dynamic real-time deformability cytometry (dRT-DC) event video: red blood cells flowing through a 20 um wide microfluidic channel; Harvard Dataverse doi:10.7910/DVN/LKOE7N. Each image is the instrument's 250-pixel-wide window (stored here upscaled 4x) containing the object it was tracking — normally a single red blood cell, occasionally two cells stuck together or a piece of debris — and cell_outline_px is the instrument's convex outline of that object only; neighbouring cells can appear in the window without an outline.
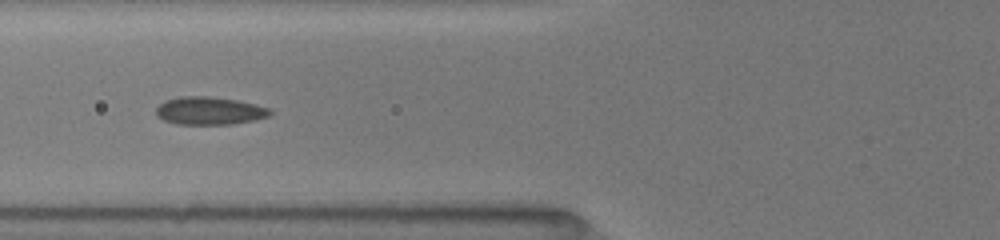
{"species": "common noctule bat (a hibernating species)", "species_latin": "Nyctalus noctula", "temperature_condition": "room temperature", "stored_images_in_passage": 13, "camera_frame_rate_fps": 3000, "um_per_image_px": 0.085, "animal": {"sex": "female", "body_mass_g": 19.5, "forearm_length_mm": 54.1}, "frame": {"image": 1, "passage_image": 10, "time_ms": 6.333, "image_size_px": [1000, 240], "cell_outline_px": [[272, 112], [268, 116], [256, 120], [232, 124], [176, 124], [164, 120], [156, 116], [156, 108], [164, 100], [180, 96], [208, 96], [236, 100], [256, 104], [268, 108]], "centroid_in_image_um": [17.78, 9.41], "position_along_channel_um": 108.0, "area_um2": 18.55}}
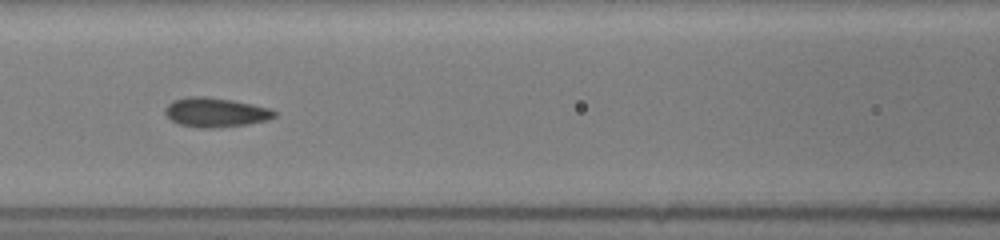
{"frame": {"image": 2, "passage_image": 11, "time_ms": 7.333, "image_size_px": [1000, 240], "cell_outline_px": [[276, 116], [268, 120], [248, 124], [216, 128], [200, 128], [180, 124], [172, 120], [164, 112], [164, 108], [172, 100], [188, 96], [204, 96], [232, 100], [252, 104], [268, 108], [276, 112]], "centroid_in_image_um": [18.31, 9.55], "position_along_channel_um": 148.3, "area_um2": 18.73}}
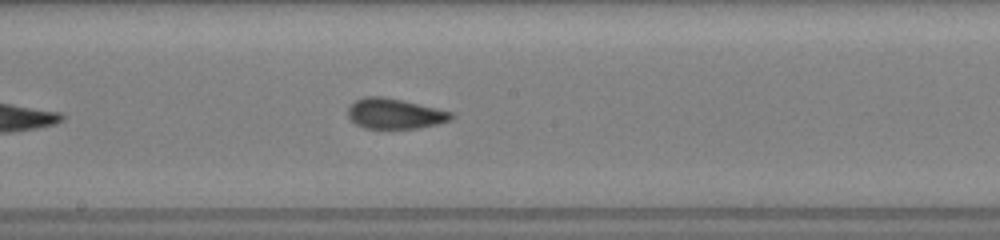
{"frame": {"image": 3, "passage_image": 13, "time_ms": 9.0, "image_size_px": [1000, 240], "cell_outline_px": [[456, 116], [452, 120], [420, 128], [364, 128], [356, 124], [348, 116], [348, 104], [364, 96], [384, 96], [436, 108], [452, 112]], "centroid_in_image_um": [33.55, 9.65], "position_along_channel_um": 214.7, "area_um2": 18.32}}